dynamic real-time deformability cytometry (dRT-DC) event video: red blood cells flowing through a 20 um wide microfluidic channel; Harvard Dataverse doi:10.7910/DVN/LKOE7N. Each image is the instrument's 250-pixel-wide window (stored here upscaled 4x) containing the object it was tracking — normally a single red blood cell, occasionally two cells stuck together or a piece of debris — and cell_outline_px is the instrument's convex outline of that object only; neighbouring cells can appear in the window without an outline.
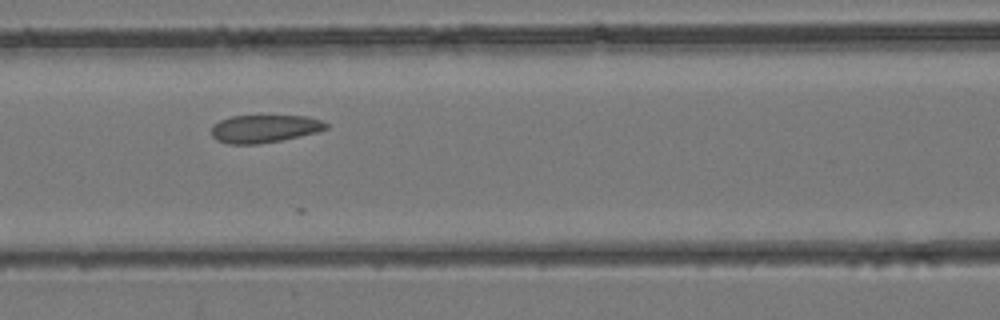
{"species": "common noctule bat (a hibernating species)", "species_latin": "Nyctalus noctula", "temperature_condition": "room temperature", "stored_images_in_passage": 12, "camera_frame_rate_fps": 3000, "um_per_image_px": 0.085, "animal": {"sex": "female", "body_mass_g": 24.6, "forearm_length_mm": 56.2}, "frame": {"image": 1, "passage_image": 5, "time_ms": 1.333, "image_size_px": [1000, 320], "cell_outline_px": [[328, 128], [316, 132], [280, 140], [256, 144], [228, 144], [216, 140], [212, 136], [212, 124], [220, 120], [232, 116], [308, 116], [320, 120], [328, 124]], "centroid_in_image_um": [22.44, 10.93], "position_along_channel_um": 144.2, "area_um2": 18.44}}
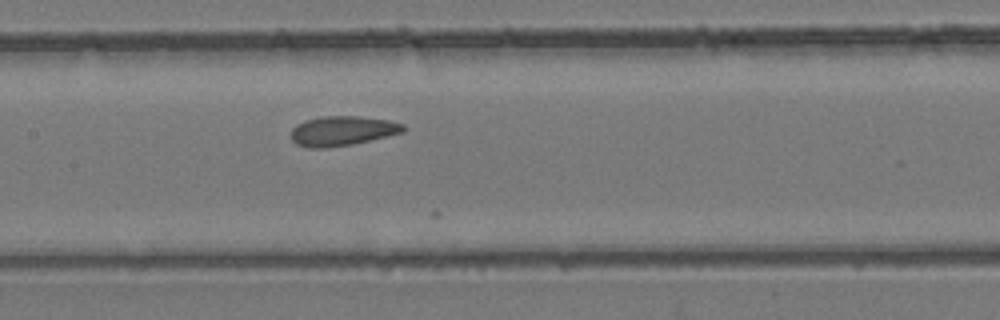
{"frame": {"image": 2, "passage_image": 7, "time_ms": 2.0, "image_size_px": [1000, 320], "cell_outline_px": [[404, 132], [352, 144], [328, 148], [308, 148], [296, 144], [292, 140], [292, 128], [296, 124], [304, 120], [324, 116], [360, 116], [388, 120], [404, 124]], "centroid_in_image_um": [29.07, 11.12], "position_along_channel_um": 178.3, "area_um2": 19.42}}
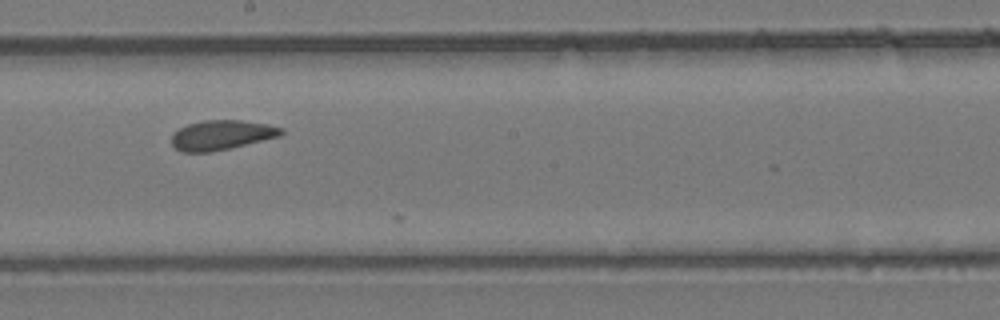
{"frame": {"image": 3, "passage_image": 10, "time_ms": 3.0, "image_size_px": [1000, 320], "cell_outline_px": [[284, 132], [280, 136], [212, 152], [180, 152], [172, 144], [172, 132], [188, 124], [204, 120], [240, 120], [268, 124], [284, 128]], "centroid_in_image_um": [18.83, 11.47], "position_along_channel_um": 229.4, "area_um2": 18.96}}